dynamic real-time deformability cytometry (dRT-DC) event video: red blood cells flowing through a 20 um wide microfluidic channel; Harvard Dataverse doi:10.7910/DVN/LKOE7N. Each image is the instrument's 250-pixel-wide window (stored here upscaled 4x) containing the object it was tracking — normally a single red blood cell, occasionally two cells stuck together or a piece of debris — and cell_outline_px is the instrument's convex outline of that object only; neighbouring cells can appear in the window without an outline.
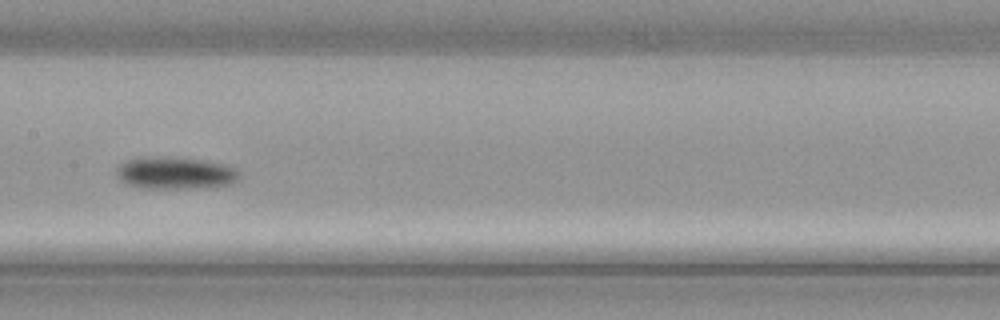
{"species": "common noctule bat (a hibernating species)", "species_latin": "Nyctalus noctula", "temperature_condition": "cold", "stored_images_in_passage": 30, "camera_frame_rate_fps": 3000, "um_per_image_px": 0.085, "animal": {"sex": "male", "body_mass_g": 21.5, "forearm_length_mm": 52.0}, "frame": {"image": 1, "passage_image": 10, "time_ms": 3.0, "image_size_px": [1000, 320], "cell_outline_px": [[240, 176], [232, 184], [212, 188], [148, 188], [128, 184], [120, 180], [116, 176], [116, 168], [120, 164], [128, 160], [200, 160], [220, 164], [232, 168]], "centroid_in_image_um": [14.93, 14.79], "position_along_channel_um": 192.5, "area_um2": 21.62}}
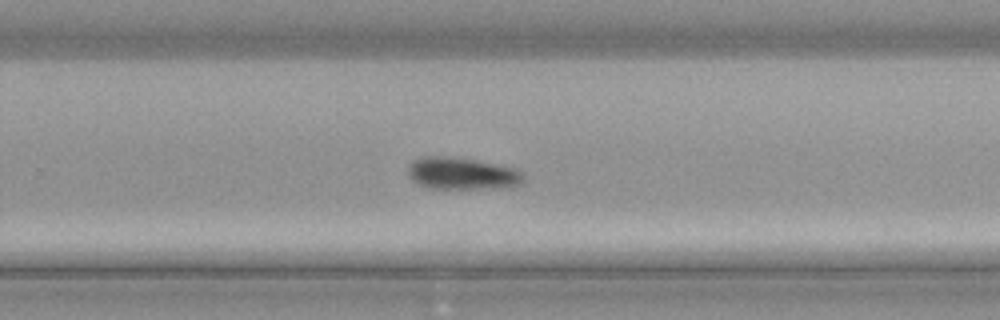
{"frame": {"image": 2, "passage_image": 17, "time_ms": 5.333, "image_size_px": [1000, 320], "cell_outline_px": [[524, 176], [520, 184], [508, 188], [428, 188], [412, 180], [408, 172], [408, 164], [412, 160], [424, 156], [444, 156], [476, 160], [512, 168], [520, 172]], "centroid_in_image_um": [39.23, 14.75], "position_along_channel_um": 290.6, "area_um2": 21.39}}
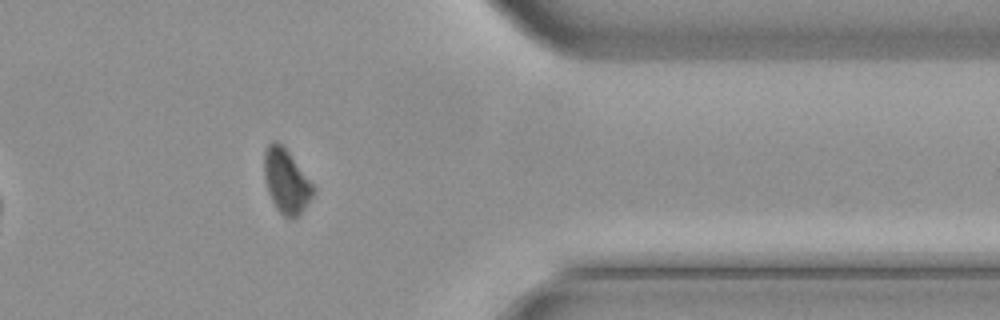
{"frame": {"image": 3, "passage_image": 25, "time_ms": 8.0, "image_size_px": [1000, 320], "cell_outline_px": [[316, 192], [304, 208], [296, 216], [284, 216], [276, 208], [268, 192], [264, 176], [264, 152], [268, 144], [272, 140], [276, 140], [284, 144], [316, 188]], "centroid_in_image_um": [24.33, 15.32], "position_along_channel_um": 387.1, "area_um2": 18.44}}